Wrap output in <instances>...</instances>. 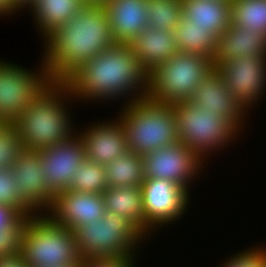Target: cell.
<instances>
[{
    "mask_svg": "<svg viewBox=\"0 0 266 267\" xmlns=\"http://www.w3.org/2000/svg\"><path fill=\"white\" fill-rule=\"evenodd\" d=\"M133 260L128 257L82 259L79 267H133Z\"/></svg>",
    "mask_w": 266,
    "mask_h": 267,
    "instance_id": "obj_33",
    "label": "cell"
},
{
    "mask_svg": "<svg viewBox=\"0 0 266 267\" xmlns=\"http://www.w3.org/2000/svg\"><path fill=\"white\" fill-rule=\"evenodd\" d=\"M22 150V141L15 123L0 122V169L11 168Z\"/></svg>",
    "mask_w": 266,
    "mask_h": 267,
    "instance_id": "obj_29",
    "label": "cell"
},
{
    "mask_svg": "<svg viewBox=\"0 0 266 267\" xmlns=\"http://www.w3.org/2000/svg\"><path fill=\"white\" fill-rule=\"evenodd\" d=\"M231 24L266 36V0H230Z\"/></svg>",
    "mask_w": 266,
    "mask_h": 267,
    "instance_id": "obj_26",
    "label": "cell"
},
{
    "mask_svg": "<svg viewBox=\"0 0 266 267\" xmlns=\"http://www.w3.org/2000/svg\"><path fill=\"white\" fill-rule=\"evenodd\" d=\"M142 161L145 179H164L182 186L189 193L187 185L201 168L203 158L178 142L145 154Z\"/></svg>",
    "mask_w": 266,
    "mask_h": 267,
    "instance_id": "obj_11",
    "label": "cell"
},
{
    "mask_svg": "<svg viewBox=\"0 0 266 267\" xmlns=\"http://www.w3.org/2000/svg\"><path fill=\"white\" fill-rule=\"evenodd\" d=\"M74 233L82 259L134 258V248L145 237L127 218L108 210L102 218L77 227Z\"/></svg>",
    "mask_w": 266,
    "mask_h": 267,
    "instance_id": "obj_7",
    "label": "cell"
},
{
    "mask_svg": "<svg viewBox=\"0 0 266 267\" xmlns=\"http://www.w3.org/2000/svg\"><path fill=\"white\" fill-rule=\"evenodd\" d=\"M174 37L178 51L202 55L213 60L217 38L208 30L192 24L183 15L174 30Z\"/></svg>",
    "mask_w": 266,
    "mask_h": 267,
    "instance_id": "obj_24",
    "label": "cell"
},
{
    "mask_svg": "<svg viewBox=\"0 0 266 267\" xmlns=\"http://www.w3.org/2000/svg\"><path fill=\"white\" fill-rule=\"evenodd\" d=\"M249 54L266 56V36L231 24L216 40L212 65H221Z\"/></svg>",
    "mask_w": 266,
    "mask_h": 267,
    "instance_id": "obj_19",
    "label": "cell"
},
{
    "mask_svg": "<svg viewBox=\"0 0 266 267\" xmlns=\"http://www.w3.org/2000/svg\"><path fill=\"white\" fill-rule=\"evenodd\" d=\"M200 109L210 111L229 121L238 131L245 111L235 101L223 79L213 70L196 88L188 100Z\"/></svg>",
    "mask_w": 266,
    "mask_h": 267,
    "instance_id": "obj_16",
    "label": "cell"
},
{
    "mask_svg": "<svg viewBox=\"0 0 266 267\" xmlns=\"http://www.w3.org/2000/svg\"><path fill=\"white\" fill-rule=\"evenodd\" d=\"M213 69L223 79L235 101L242 107L251 108L266 87V56L249 54L243 58L229 60Z\"/></svg>",
    "mask_w": 266,
    "mask_h": 267,
    "instance_id": "obj_10",
    "label": "cell"
},
{
    "mask_svg": "<svg viewBox=\"0 0 266 267\" xmlns=\"http://www.w3.org/2000/svg\"><path fill=\"white\" fill-rule=\"evenodd\" d=\"M23 215L11 206L0 204V231L12 228Z\"/></svg>",
    "mask_w": 266,
    "mask_h": 267,
    "instance_id": "obj_34",
    "label": "cell"
},
{
    "mask_svg": "<svg viewBox=\"0 0 266 267\" xmlns=\"http://www.w3.org/2000/svg\"><path fill=\"white\" fill-rule=\"evenodd\" d=\"M17 182L11 168L0 169V204L18 210L23 216L35 215L34 211L21 199L16 186Z\"/></svg>",
    "mask_w": 266,
    "mask_h": 267,
    "instance_id": "obj_30",
    "label": "cell"
},
{
    "mask_svg": "<svg viewBox=\"0 0 266 267\" xmlns=\"http://www.w3.org/2000/svg\"><path fill=\"white\" fill-rule=\"evenodd\" d=\"M48 215L55 223L75 230L105 214L103 194L60 191L54 196V201L48 209ZM52 213V214H51Z\"/></svg>",
    "mask_w": 266,
    "mask_h": 267,
    "instance_id": "obj_15",
    "label": "cell"
},
{
    "mask_svg": "<svg viewBox=\"0 0 266 267\" xmlns=\"http://www.w3.org/2000/svg\"><path fill=\"white\" fill-rule=\"evenodd\" d=\"M46 184L57 194L69 188L78 166L86 159L82 139L74 135L70 140L40 150Z\"/></svg>",
    "mask_w": 266,
    "mask_h": 267,
    "instance_id": "obj_14",
    "label": "cell"
},
{
    "mask_svg": "<svg viewBox=\"0 0 266 267\" xmlns=\"http://www.w3.org/2000/svg\"><path fill=\"white\" fill-rule=\"evenodd\" d=\"M107 187L104 165L85 159L76 169L67 190L103 194Z\"/></svg>",
    "mask_w": 266,
    "mask_h": 267,
    "instance_id": "obj_27",
    "label": "cell"
},
{
    "mask_svg": "<svg viewBox=\"0 0 266 267\" xmlns=\"http://www.w3.org/2000/svg\"><path fill=\"white\" fill-rule=\"evenodd\" d=\"M81 264H59V265H50V266H38V267H79Z\"/></svg>",
    "mask_w": 266,
    "mask_h": 267,
    "instance_id": "obj_38",
    "label": "cell"
},
{
    "mask_svg": "<svg viewBox=\"0 0 266 267\" xmlns=\"http://www.w3.org/2000/svg\"><path fill=\"white\" fill-rule=\"evenodd\" d=\"M38 215L29 217L22 236L20 254L27 266L81 264L74 231Z\"/></svg>",
    "mask_w": 266,
    "mask_h": 267,
    "instance_id": "obj_5",
    "label": "cell"
},
{
    "mask_svg": "<svg viewBox=\"0 0 266 267\" xmlns=\"http://www.w3.org/2000/svg\"><path fill=\"white\" fill-rule=\"evenodd\" d=\"M125 106L119 120L126 133L128 150L144 156L179 142L172 105L145 97Z\"/></svg>",
    "mask_w": 266,
    "mask_h": 267,
    "instance_id": "obj_4",
    "label": "cell"
},
{
    "mask_svg": "<svg viewBox=\"0 0 266 267\" xmlns=\"http://www.w3.org/2000/svg\"><path fill=\"white\" fill-rule=\"evenodd\" d=\"M143 196L145 227L151 231L158 225L179 219L189 205V193L164 179H144L140 186ZM179 217V218H178ZM151 228V230H150Z\"/></svg>",
    "mask_w": 266,
    "mask_h": 267,
    "instance_id": "obj_12",
    "label": "cell"
},
{
    "mask_svg": "<svg viewBox=\"0 0 266 267\" xmlns=\"http://www.w3.org/2000/svg\"><path fill=\"white\" fill-rule=\"evenodd\" d=\"M45 39L42 63L54 82H62L79 65L116 43L103 3H87Z\"/></svg>",
    "mask_w": 266,
    "mask_h": 267,
    "instance_id": "obj_1",
    "label": "cell"
},
{
    "mask_svg": "<svg viewBox=\"0 0 266 267\" xmlns=\"http://www.w3.org/2000/svg\"><path fill=\"white\" fill-rule=\"evenodd\" d=\"M62 83L69 89L72 97L86 100L115 99L140 90L138 93L134 92L136 95L128 104L146 97L148 73L128 44L115 43L79 65Z\"/></svg>",
    "mask_w": 266,
    "mask_h": 267,
    "instance_id": "obj_2",
    "label": "cell"
},
{
    "mask_svg": "<svg viewBox=\"0 0 266 267\" xmlns=\"http://www.w3.org/2000/svg\"><path fill=\"white\" fill-rule=\"evenodd\" d=\"M108 186H141L144 182L142 156L130 150L104 166Z\"/></svg>",
    "mask_w": 266,
    "mask_h": 267,
    "instance_id": "obj_25",
    "label": "cell"
},
{
    "mask_svg": "<svg viewBox=\"0 0 266 267\" xmlns=\"http://www.w3.org/2000/svg\"><path fill=\"white\" fill-rule=\"evenodd\" d=\"M17 10L18 9L15 7L11 0H0V15H10L12 13H16Z\"/></svg>",
    "mask_w": 266,
    "mask_h": 267,
    "instance_id": "obj_36",
    "label": "cell"
},
{
    "mask_svg": "<svg viewBox=\"0 0 266 267\" xmlns=\"http://www.w3.org/2000/svg\"><path fill=\"white\" fill-rule=\"evenodd\" d=\"M128 45L147 73L178 52L174 31L151 26L143 29Z\"/></svg>",
    "mask_w": 266,
    "mask_h": 267,
    "instance_id": "obj_20",
    "label": "cell"
},
{
    "mask_svg": "<svg viewBox=\"0 0 266 267\" xmlns=\"http://www.w3.org/2000/svg\"><path fill=\"white\" fill-rule=\"evenodd\" d=\"M21 199L35 212L49 209L55 194L48 188L40 150H25L16 157L11 167ZM37 211V212H36Z\"/></svg>",
    "mask_w": 266,
    "mask_h": 267,
    "instance_id": "obj_13",
    "label": "cell"
},
{
    "mask_svg": "<svg viewBox=\"0 0 266 267\" xmlns=\"http://www.w3.org/2000/svg\"><path fill=\"white\" fill-rule=\"evenodd\" d=\"M12 3L15 5V7L19 10L21 8H25L26 6L29 7V5L34 1V0H11Z\"/></svg>",
    "mask_w": 266,
    "mask_h": 267,
    "instance_id": "obj_37",
    "label": "cell"
},
{
    "mask_svg": "<svg viewBox=\"0 0 266 267\" xmlns=\"http://www.w3.org/2000/svg\"><path fill=\"white\" fill-rule=\"evenodd\" d=\"M213 70L209 58L178 51L148 73L146 97L168 105L188 101Z\"/></svg>",
    "mask_w": 266,
    "mask_h": 267,
    "instance_id": "obj_6",
    "label": "cell"
},
{
    "mask_svg": "<svg viewBox=\"0 0 266 267\" xmlns=\"http://www.w3.org/2000/svg\"><path fill=\"white\" fill-rule=\"evenodd\" d=\"M148 26L174 31L183 12L182 0H147Z\"/></svg>",
    "mask_w": 266,
    "mask_h": 267,
    "instance_id": "obj_28",
    "label": "cell"
},
{
    "mask_svg": "<svg viewBox=\"0 0 266 267\" xmlns=\"http://www.w3.org/2000/svg\"><path fill=\"white\" fill-rule=\"evenodd\" d=\"M105 210L131 221L144 235L150 231L145 227L143 196L140 186L112 187L103 192ZM147 232V233H146Z\"/></svg>",
    "mask_w": 266,
    "mask_h": 267,
    "instance_id": "obj_22",
    "label": "cell"
},
{
    "mask_svg": "<svg viewBox=\"0 0 266 267\" xmlns=\"http://www.w3.org/2000/svg\"><path fill=\"white\" fill-rule=\"evenodd\" d=\"M41 66L40 72L33 73L0 62V122H14L54 82L45 66Z\"/></svg>",
    "mask_w": 266,
    "mask_h": 267,
    "instance_id": "obj_9",
    "label": "cell"
},
{
    "mask_svg": "<svg viewBox=\"0 0 266 267\" xmlns=\"http://www.w3.org/2000/svg\"><path fill=\"white\" fill-rule=\"evenodd\" d=\"M87 3H103L105 0H85Z\"/></svg>",
    "mask_w": 266,
    "mask_h": 267,
    "instance_id": "obj_39",
    "label": "cell"
},
{
    "mask_svg": "<svg viewBox=\"0 0 266 267\" xmlns=\"http://www.w3.org/2000/svg\"><path fill=\"white\" fill-rule=\"evenodd\" d=\"M86 4L85 0H34L29 7L40 33L46 38L70 21Z\"/></svg>",
    "mask_w": 266,
    "mask_h": 267,
    "instance_id": "obj_23",
    "label": "cell"
},
{
    "mask_svg": "<svg viewBox=\"0 0 266 267\" xmlns=\"http://www.w3.org/2000/svg\"><path fill=\"white\" fill-rule=\"evenodd\" d=\"M63 96L72 97L62 82H53L14 121L23 149L42 150L68 141L72 135H78L70 128L72 122L70 123L69 113L66 111L68 108L65 109L63 102L67 97L62 98Z\"/></svg>",
    "mask_w": 266,
    "mask_h": 267,
    "instance_id": "obj_3",
    "label": "cell"
},
{
    "mask_svg": "<svg viewBox=\"0 0 266 267\" xmlns=\"http://www.w3.org/2000/svg\"><path fill=\"white\" fill-rule=\"evenodd\" d=\"M147 0H105L113 40L129 44L148 27Z\"/></svg>",
    "mask_w": 266,
    "mask_h": 267,
    "instance_id": "obj_18",
    "label": "cell"
},
{
    "mask_svg": "<svg viewBox=\"0 0 266 267\" xmlns=\"http://www.w3.org/2000/svg\"><path fill=\"white\" fill-rule=\"evenodd\" d=\"M30 216H23L12 228L0 231V258L21 253L22 236Z\"/></svg>",
    "mask_w": 266,
    "mask_h": 267,
    "instance_id": "obj_31",
    "label": "cell"
},
{
    "mask_svg": "<svg viewBox=\"0 0 266 267\" xmlns=\"http://www.w3.org/2000/svg\"><path fill=\"white\" fill-rule=\"evenodd\" d=\"M172 108L177 121L179 142L187 145L201 158L206 154L208 156L209 151H217V148L229 144L239 133L225 118L200 109L189 101L172 104Z\"/></svg>",
    "mask_w": 266,
    "mask_h": 267,
    "instance_id": "obj_8",
    "label": "cell"
},
{
    "mask_svg": "<svg viewBox=\"0 0 266 267\" xmlns=\"http://www.w3.org/2000/svg\"><path fill=\"white\" fill-rule=\"evenodd\" d=\"M79 137L84 143L86 159L104 166L128 151L126 133L119 118L115 122L93 124Z\"/></svg>",
    "mask_w": 266,
    "mask_h": 267,
    "instance_id": "obj_17",
    "label": "cell"
},
{
    "mask_svg": "<svg viewBox=\"0 0 266 267\" xmlns=\"http://www.w3.org/2000/svg\"><path fill=\"white\" fill-rule=\"evenodd\" d=\"M0 267H28L21 254L0 258Z\"/></svg>",
    "mask_w": 266,
    "mask_h": 267,
    "instance_id": "obj_35",
    "label": "cell"
},
{
    "mask_svg": "<svg viewBox=\"0 0 266 267\" xmlns=\"http://www.w3.org/2000/svg\"><path fill=\"white\" fill-rule=\"evenodd\" d=\"M182 15L218 38L230 25V0H182Z\"/></svg>",
    "mask_w": 266,
    "mask_h": 267,
    "instance_id": "obj_21",
    "label": "cell"
},
{
    "mask_svg": "<svg viewBox=\"0 0 266 267\" xmlns=\"http://www.w3.org/2000/svg\"><path fill=\"white\" fill-rule=\"evenodd\" d=\"M266 258V249L256 248L242 251L234 255L227 262H224V267H264ZM222 266V267H223Z\"/></svg>",
    "mask_w": 266,
    "mask_h": 267,
    "instance_id": "obj_32",
    "label": "cell"
}]
</instances>
